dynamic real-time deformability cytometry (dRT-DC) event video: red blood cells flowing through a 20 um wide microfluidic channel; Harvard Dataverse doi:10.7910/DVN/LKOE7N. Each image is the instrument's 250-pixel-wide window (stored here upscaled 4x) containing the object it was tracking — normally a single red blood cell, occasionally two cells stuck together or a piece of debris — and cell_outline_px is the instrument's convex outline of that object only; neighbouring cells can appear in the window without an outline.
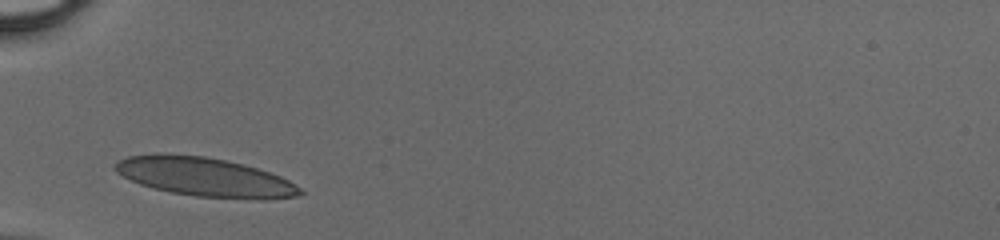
{"species": "human", "species_latin": "Homo sapiens", "temperature_condition": "cold", "stored_images_in_passage": 24, "camera_frame_rate_fps": 3000, "um_per_image_px": 0.085, "donor": {"sex": "male"}, "frame": {"image": 1, "passage_image": 1, "time_ms": 0.0, "image_size_px": [1000, 240], "cell_outline_px": [[304, 192], [300, 196], [264, 200], [256, 200], [196, 196], [172, 192], [152, 188], [140, 184], [116, 172], [112, 168], [112, 164], [128, 156], [156, 152], [164, 152], [204, 156], [244, 164], [280, 176], [288, 180], [300, 188]], "centroid_in_image_um": [17.38, 15.04], "position_along_channel_um": 67.6, "area_um2": 42.37}}
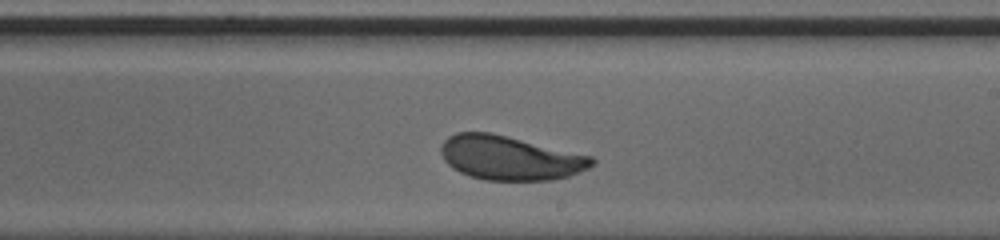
{"frame": {"image": 2, "passage_image": 14, "time_ms": 4.333, "image_size_px": [1000, 240], "cell_outline_px": [[596, 164], [580, 172], [568, 176], [552, 180], [484, 180], [460, 172], [452, 168], [444, 160], [440, 152], [440, 144], [448, 136], [456, 132], [488, 132], [592, 156], [596, 160]], "centroid_in_image_um": [43.33, 13.42], "position_along_channel_um": 245.7, "area_um2": 38.73}}
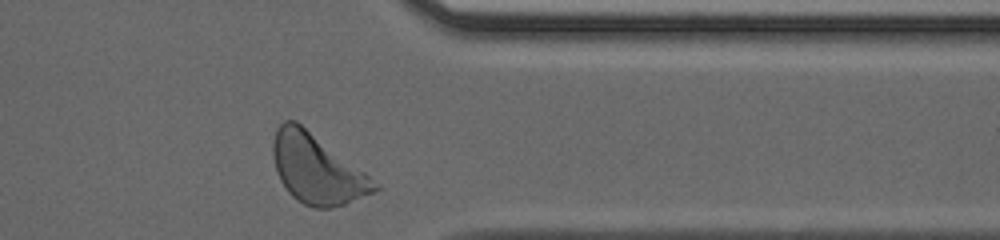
{"frame": {"image": 3, "passage_image": 24, "time_ms": 7.667, "image_size_px": [1000, 240], "cell_outline_px": [[380, 188], [376, 192], [344, 204], [332, 208], [312, 208], [296, 200], [288, 192], [280, 180], [276, 172], [272, 156], [272, 144], [276, 128], [284, 120], [296, 120], [380, 184]], "centroid_in_image_um": [26.91, 14.38], "position_along_channel_um": 384.5, "area_um2": 40.92}}